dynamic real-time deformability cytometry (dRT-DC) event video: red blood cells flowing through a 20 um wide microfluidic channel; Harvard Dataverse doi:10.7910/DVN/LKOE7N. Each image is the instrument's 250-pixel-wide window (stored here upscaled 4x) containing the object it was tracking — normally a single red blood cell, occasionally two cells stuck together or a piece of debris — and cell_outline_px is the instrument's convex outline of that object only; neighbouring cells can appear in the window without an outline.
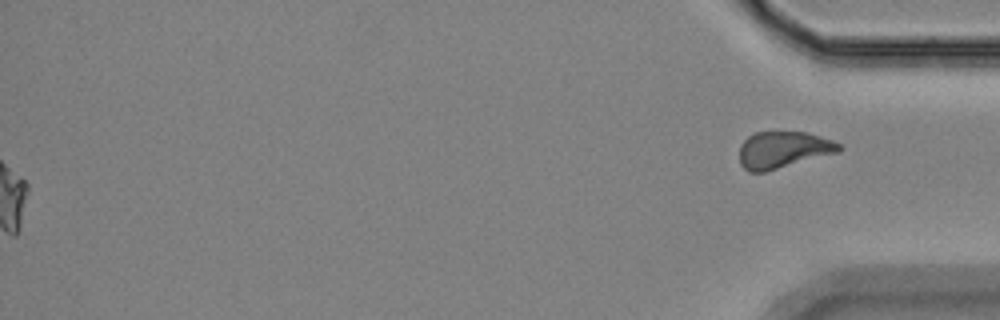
{"species": "Egyptian fruit bat (a non-hibernating species)", "species_latin": "Rousettus aegyptiacus", "temperature_condition": "room temperature", "stored_images_in_passage": 57, "segment_of_instrument_passage": [2, 2], "camera_frame_rate_fps": 3000, "um_per_image_px": 0.085, "animal": {"sex": "female"}, "frame": {"image": 1, "passage_image": 57, "time_ms": 18.667, "image_size_px": [1000, 320], "cell_outline_px": [[844, 148], [840, 152], [764, 172], [748, 172], [740, 164], [740, 144], [748, 136], [756, 132], [808, 132], [832, 140], [840, 144]], "centroid_in_image_um": [66.58, 12.73], "position_along_channel_um": 368.6, "area_um2": 21.44}}